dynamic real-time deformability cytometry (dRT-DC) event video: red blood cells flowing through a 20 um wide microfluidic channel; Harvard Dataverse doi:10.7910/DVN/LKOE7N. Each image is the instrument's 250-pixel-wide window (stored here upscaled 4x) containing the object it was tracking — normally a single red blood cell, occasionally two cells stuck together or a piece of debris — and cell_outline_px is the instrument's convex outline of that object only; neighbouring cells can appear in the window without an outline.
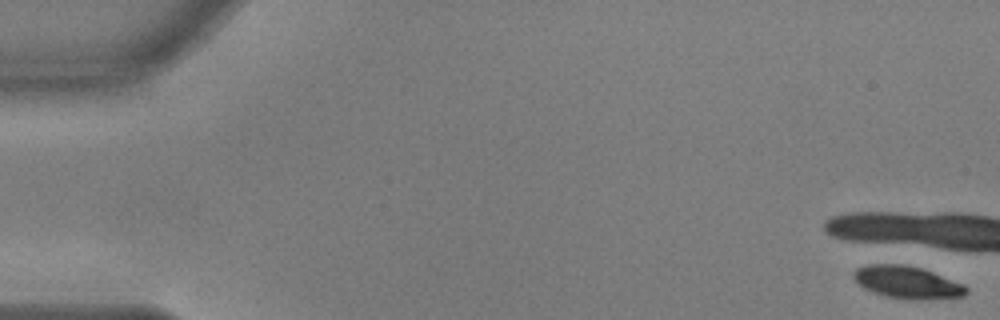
{"species": "common noctule bat (a hibernating species)", "species_latin": "Nyctalus noctula", "temperature_condition": "warm", "stored_images_in_passage": 3, "camera_frame_rate_fps": 3000, "um_per_image_px": 0.085, "animal": {"sex": "male", "body_mass_g": 17.9, "forearm_length_mm": 54.2}, "frame": {"image": 1, "passage_image": 1, "time_ms": 0.0, "image_size_px": [1000, 320], "cell_outline_px": [[968, 292], [964, 296], [916, 300], [908, 300], [884, 296], [872, 292], [864, 288], [852, 276], [852, 272], [856, 268], [868, 264], [904, 264], [920, 268], [932, 272], [964, 284], [968, 288]], "centroid_in_image_um": [77.1, 24.0], "position_along_channel_um": 7.9, "area_um2": 21.33}}